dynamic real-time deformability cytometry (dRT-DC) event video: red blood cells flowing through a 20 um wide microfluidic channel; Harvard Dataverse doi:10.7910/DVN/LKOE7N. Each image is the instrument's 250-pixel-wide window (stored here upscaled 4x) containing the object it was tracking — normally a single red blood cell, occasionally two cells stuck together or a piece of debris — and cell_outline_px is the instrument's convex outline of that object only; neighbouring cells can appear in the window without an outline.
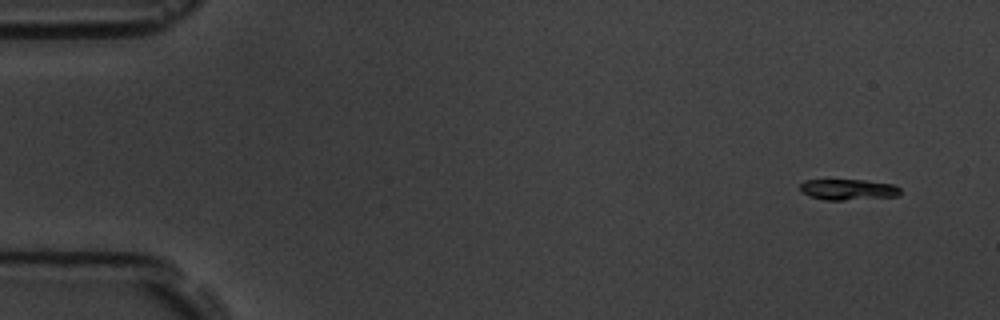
{"species": "common noctule bat (a hibernating species)", "species_latin": "Nyctalus noctula", "temperature_condition": "room temperature", "stored_images_in_passage": 6, "camera_frame_rate_fps": 3000, "um_per_image_px": 0.085, "animal": {"sex": "male", "body_mass_g": 19.5, "forearm_length_mm": 54.6}, "frame": {"image": 1, "passage_image": 1, "time_ms": 0.0, "image_size_px": [1000, 320], "cell_outline_px": [[900, 196], [844, 200], [824, 200], [808, 196], [800, 192], [800, 184], [804, 180], [864, 180], [892, 184], [900, 188]], "centroid_in_image_um": [72.06, 16.12], "position_along_channel_um": 12.9, "area_um2": 12.25}}
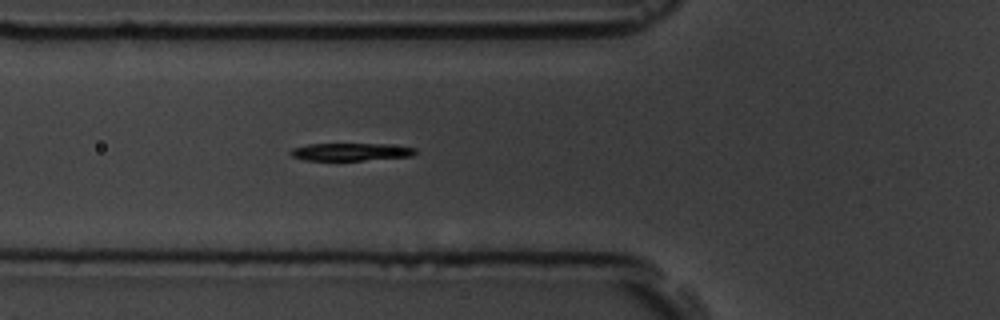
{"frame": {"image": 2, "passage_image": 6, "time_ms": 5.667, "image_size_px": [1000, 320], "cell_outline_px": [[416, 152], [412, 156], [364, 160], [304, 160], [292, 156], [288, 152], [292, 148], [308, 144], [388, 144], [416, 148]], "centroid_in_image_um": [29.79, 12.9], "position_along_channel_um": 96.0, "area_um2": 12.77}}